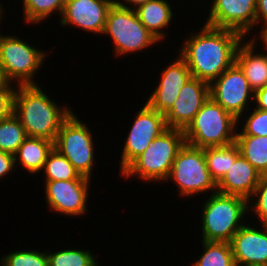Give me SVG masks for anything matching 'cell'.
<instances>
[{"label": "cell", "instance_id": "6da1fadb", "mask_svg": "<svg viewBox=\"0 0 267 266\" xmlns=\"http://www.w3.org/2000/svg\"><path fill=\"white\" fill-rule=\"evenodd\" d=\"M192 32L178 48L193 78L211 83L235 63L238 46L245 37L232 29L217 28L204 23Z\"/></svg>", "mask_w": 267, "mask_h": 266}, {"label": "cell", "instance_id": "7a4b0ae2", "mask_svg": "<svg viewBox=\"0 0 267 266\" xmlns=\"http://www.w3.org/2000/svg\"><path fill=\"white\" fill-rule=\"evenodd\" d=\"M39 85H16L13 114L29 137L55 142L63 122L72 114L69 106H60Z\"/></svg>", "mask_w": 267, "mask_h": 266}, {"label": "cell", "instance_id": "3957f363", "mask_svg": "<svg viewBox=\"0 0 267 266\" xmlns=\"http://www.w3.org/2000/svg\"><path fill=\"white\" fill-rule=\"evenodd\" d=\"M185 144L182 129L167 128L157 136L147 149L138 156L120 177L142 180L145 183H165L179 149Z\"/></svg>", "mask_w": 267, "mask_h": 266}, {"label": "cell", "instance_id": "277c9868", "mask_svg": "<svg viewBox=\"0 0 267 266\" xmlns=\"http://www.w3.org/2000/svg\"><path fill=\"white\" fill-rule=\"evenodd\" d=\"M201 204V233L204 241L230 242L248 217V201L239 196L214 192ZM243 221V222H242Z\"/></svg>", "mask_w": 267, "mask_h": 266}, {"label": "cell", "instance_id": "5b68a950", "mask_svg": "<svg viewBox=\"0 0 267 266\" xmlns=\"http://www.w3.org/2000/svg\"><path fill=\"white\" fill-rule=\"evenodd\" d=\"M238 119L211 97L183 130L185 143L198 147L226 146L236 141Z\"/></svg>", "mask_w": 267, "mask_h": 266}, {"label": "cell", "instance_id": "8992f818", "mask_svg": "<svg viewBox=\"0 0 267 266\" xmlns=\"http://www.w3.org/2000/svg\"><path fill=\"white\" fill-rule=\"evenodd\" d=\"M102 35H108L112 40L116 57L136 54L138 51L142 53L160 42L141 23L135 10L118 3H113L110 7Z\"/></svg>", "mask_w": 267, "mask_h": 266}, {"label": "cell", "instance_id": "52a82bcc", "mask_svg": "<svg viewBox=\"0 0 267 266\" xmlns=\"http://www.w3.org/2000/svg\"><path fill=\"white\" fill-rule=\"evenodd\" d=\"M48 51L32 47L16 35L0 37V72L8 83L16 85H37L36 72L45 65ZM47 55V56H46Z\"/></svg>", "mask_w": 267, "mask_h": 266}, {"label": "cell", "instance_id": "ba28073f", "mask_svg": "<svg viewBox=\"0 0 267 266\" xmlns=\"http://www.w3.org/2000/svg\"><path fill=\"white\" fill-rule=\"evenodd\" d=\"M178 187L180 197H194L197 194L217 192V184L208 170L204 148L185 143L177 152L166 182L171 180ZM193 195V196H192Z\"/></svg>", "mask_w": 267, "mask_h": 266}, {"label": "cell", "instance_id": "9c48e42d", "mask_svg": "<svg viewBox=\"0 0 267 266\" xmlns=\"http://www.w3.org/2000/svg\"><path fill=\"white\" fill-rule=\"evenodd\" d=\"M73 113L58 131L54 148L66 157L80 175L92 178L95 158L94 137L87 122ZM95 159V160H94Z\"/></svg>", "mask_w": 267, "mask_h": 266}, {"label": "cell", "instance_id": "30bf717a", "mask_svg": "<svg viewBox=\"0 0 267 266\" xmlns=\"http://www.w3.org/2000/svg\"><path fill=\"white\" fill-rule=\"evenodd\" d=\"M209 87L210 97L236 119H239L245 112L251 111L254 91L236 63L213 80Z\"/></svg>", "mask_w": 267, "mask_h": 266}, {"label": "cell", "instance_id": "8fae6325", "mask_svg": "<svg viewBox=\"0 0 267 266\" xmlns=\"http://www.w3.org/2000/svg\"><path fill=\"white\" fill-rule=\"evenodd\" d=\"M136 115L122 146L120 174L167 129L165 115L150 108L146 103L139 108Z\"/></svg>", "mask_w": 267, "mask_h": 266}, {"label": "cell", "instance_id": "7c38bea8", "mask_svg": "<svg viewBox=\"0 0 267 266\" xmlns=\"http://www.w3.org/2000/svg\"><path fill=\"white\" fill-rule=\"evenodd\" d=\"M91 180L45 181V200L50 211L64 216L86 215Z\"/></svg>", "mask_w": 267, "mask_h": 266}, {"label": "cell", "instance_id": "4fadbf2b", "mask_svg": "<svg viewBox=\"0 0 267 266\" xmlns=\"http://www.w3.org/2000/svg\"><path fill=\"white\" fill-rule=\"evenodd\" d=\"M210 5L205 24L235 30L245 38L257 33L256 0H212Z\"/></svg>", "mask_w": 267, "mask_h": 266}, {"label": "cell", "instance_id": "5bb4252c", "mask_svg": "<svg viewBox=\"0 0 267 266\" xmlns=\"http://www.w3.org/2000/svg\"><path fill=\"white\" fill-rule=\"evenodd\" d=\"M113 3L111 0H66L59 25L102 35Z\"/></svg>", "mask_w": 267, "mask_h": 266}, {"label": "cell", "instance_id": "9a60e30c", "mask_svg": "<svg viewBox=\"0 0 267 266\" xmlns=\"http://www.w3.org/2000/svg\"><path fill=\"white\" fill-rule=\"evenodd\" d=\"M210 97L209 83L191 77L173 106L164 114L167 128L184 130Z\"/></svg>", "mask_w": 267, "mask_h": 266}, {"label": "cell", "instance_id": "2e32d148", "mask_svg": "<svg viewBox=\"0 0 267 266\" xmlns=\"http://www.w3.org/2000/svg\"><path fill=\"white\" fill-rule=\"evenodd\" d=\"M249 223L247 224V222ZM229 242L236 266L267 264V226L250 225V220ZM256 226V227H255Z\"/></svg>", "mask_w": 267, "mask_h": 266}, {"label": "cell", "instance_id": "e0dca14e", "mask_svg": "<svg viewBox=\"0 0 267 266\" xmlns=\"http://www.w3.org/2000/svg\"><path fill=\"white\" fill-rule=\"evenodd\" d=\"M192 77L185 61L178 55L165 67L146 104L156 111L165 114L174 104L181 88Z\"/></svg>", "mask_w": 267, "mask_h": 266}, {"label": "cell", "instance_id": "ac0fdd59", "mask_svg": "<svg viewBox=\"0 0 267 266\" xmlns=\"http://www.w3.org/2000/svg\"><path fill=\"white\" fill-rule=\"evenodd\" d=\"M261 176L240 154L223 178L217 183V191L223 194L239 196L248 201L259 184Z\"/></svg>", "mask_w": 267, "mask_h": 266}, {"label": "cell", "instance_id": "d6986e66", "mask_svg": "<svg viewBox=\"0 0 267 266\" xmlns=\"http://www.w3.org/2000/svg\"><path fill=\"white\" fill-rule=\"evenodd\" d=\"M247 39L238 46L235 63L243 71L250 88L255 92L267 86V51L260 52V46H257L259 43L252 38Z\"/></svg>", "mask_w": 267, "mask_h": 266}, {"label": "cell", "instance_id": "ffe728a7", "mask_svg": "<svg viewBox=\"0 0 267 266\" xmlns=\"http://www.w3.org/2000/svg\"><path fill=\"white\" fill-rule=\"evenodd\" d=\"M53 148L51 140L27 136L14 154L15 166L23 167L31 175L41 173Z\"/></svg>", "mask_w": 267, "mask_h": 266}, {"label": "cell", "instance_id": "44dd1931", "mask_svg": "<svg viewBox=\"0 0 267 266\" xmlns=\"http://www.w3.org/2000/svg\"><path fill=\"white\" fill-rule=\"evenodd\" d=\"M171 5L168 0H150L135 9L141 23L161 42L167 37L164 28L167 29L174 20Z\"/></svg>", "mask_w": 267, "mask_h": 266}, {"label": "cell", "instance_id": "7402d4cb", "mask_svg": "<svg viewBox=\"0 0 267 266\" xmlns=\"http://www.w3.org/2000/svg\"><path fill=\"white\" fill-rule=\"evenodd\" d=\"M240 154V149L236 142L226 146L204 148L205 161L216 184L223 178Z\"/></svg>", "mask_w": 267, "mask_h": 266}, {"label": "cell", "instance_id": "603a6c76", "mask_svg": "<svg viewBox=\"0 0 267 266\" xmlns=\"http://www.w3.org/2000/svg\"><path fill=\"white\" fill-rule=\"evenodd\" d=\"M242 156L262 175L267 176V136L236 135Z\"/></svg>", "mask_w": 267, "mask_h": 266}, {"label": "cell", "instance_id": "cb8c5ba5", "mask_svg": "<svg viewBox=\"0 0 267 266\" xmlns=\"http://www.w3.org/2000/svg\"><path fill=\"white\" fill-rule=\"evenodd\" d=\"M42 172L44 181L91 180L80 175L71 162L55 148L49 153Z\"/></svg>", "mask_w": 267, "mask_h": 266}, {"label": "cell", "instance_id": "d4e9b609", "mask_svg": "<svg viewBox=\"0 0 267 266\" xmlns=\"http://www.w3.org/2000/svg\"><path fill=\"white\" fill-rule=\"evenodd\" d=\"M202 254L191 266H236L229 242L202 240Z\"/></svg>", "mask_w": 267, "mask_h": 266}, {"label": "cell", "instance_id": "484cf974", "mask_svg": "<svg viewBox=\"0 0 267 266\" xmlns=\"http://www.w3.org/2000/svg\"><path fill=\"white\" fill-rule=\"evenodd\" d=\"M66 0H22L23 21L30 26L42 24L53 14L61 17ZM44 20V21H43Z\"/></svg>", "mask_w": 267, "mask_h": 266}, {"label": "cell", "instance_id": "4316f807", "mask_svg": "<svg viewBox=\"0 0 267 266\" xmlns=\"http://www.w3.org/2000/svg\"><path fill=\"white\" fill-rule=\"evenodd\" d=\"M48 266H99L98 260L88 249L48 250Z\"/></svg>", "mask_w": 267, "mask_h": 266}, {"label": "cell", "instance_id": "83f0119b", "mask_svg": "<svg viewBox=\"0 0 267 266\" xmlns=\"http://www.w3.org/2000/svg\"><path fill=\"white\" fill-rule=\"evenodd\" d=\"M26 137L24 127L14 114L0 121V151L14 155Z\"/></svg>", "mask_w": 267, "mask_h": 266}, {"label": "cell", "instance_id": "f1b7e54d", "mask_svg": "<svg viewBox=\"0 0 267 266\" xmlns=\"http://www.w3.org/2000/svg\"><path fill=\"white\" fill-rule=\"evenodd\" d=\"M20 249L0 257V266H48L47 250Z\"/></svg>", "mask_w": 267, "mask_h": 266}, {"label": "cell", "instance_id": "f546056e", "mask_svg": "<svg viewBox=\"0 0 267 266\" xmlns=\"http://www.w3.org/2000/svg\"><path fill=\"white\" fill-rule=\"evenodd\" d=\"M251 109V112L247 114L245 112V114L238 119V126L240 123H243V125L241 130H239L238 127L236 135L267 136V110H260L256 108ZM244 115L247 116L245 117Z\"/></svg>", "mask_w": 267, "mask_h": 266}, {"label": "cell", "instance_id": "4dcf8cb0", "mask_svg": "<svg viewBox=\"0 0 267 266\" xmlns=\"http://www.w3.org/2000/svg\"><path fill=\"white\" fill-rule=\"evenodd\" d=\"M250 213L256 216L260 225L267 226V176H261L259 184L248 200L249 217Z\"/></svg>", "mask_w": 267, "mask_h": 266}, {"label": "cell", "instance_id": "1f68e13d", "mask_svg": "<svg viewBox=\"0 0 267 266\" xmlns=\"http://www.w3.org/2000/svg\"><path fill=\"white\" fill-rule=\"evenodd\" d=\"M15 84L6 82L0 88V121L8 118L13 114Z\"/></svg>", "mask_w": 267, "mask_h": 266}, {"label": "cell", "instance_id": "d6a6232c", "mask_svg": "<svg viewBox=\"0 0 267 266\" xmlns=\"http://www.w3.org/2000/svg\"><path fill=\"white\" fill-rule=\"evenodd\" d=\"M16 170L14 155L0 151V180Z\"/></svg>", "mask_w": 267, "mask_h": 266}, {"label": "cell", "instance_id": "836d02e7", "mask_svg": "<svg viewBox=\"0 0 267 266\" xmlns=\"http://www.w3.org/2000/svg\"><path fill=\"white\" fill-rule=\"evenodd\" d=\"M267 23V0H256V29Z\"/></svg>", "mask_w": 267, "mask_h": 266}, {"label": "cell", "instance_id": "e575fe53", "mask_svg": "<svg viewBox=\"0 0 267 266\" xmlns=\"http://www.w3.org/2000/svg\"><path fill=\"white\" fill-rule=\"evenodd\" d=\"M254 108L267 110V86L254 92Z\"/></svg>", "mask_w": 267, "mask_h": 266}, {"label": "cell", "instance_id": "d590c367", "mask_svg": "<svg viewBox=\"0 0 267 266\" xmlns=\"http://www.w3.org/2000/svg\"><path fill=\"white\" fill-rule=\"evenodd\" d=\"M258 37L260 39H258V37L256 36L257 34L255 33L254 36H252V39L255 41V42H262L261 44H263V48L262 50H265L267 51V23L265 25H263L261 28H260V31L258 32ZM256 36V37H255ZM255 37V38H254ZM258 39V40H257Z\"/></svg>", "mask_w": 267, "mask_h": 266}, {"label": "cell", "instance_id": "8d00e7d4", "mask_svg": "<svg viewBox=\"0 0 267 266\" xmlns=\"http://www.w3.org/2000/svg\"><path fill=\"white\" fill-rule=\"evenodd\" d=\"M150 0H117V3L123 7L135 10L141 5H144Z\"/></svg>", "mask_w": 267, "mask_h": 266}, {"label": "cell", "instance_id": "74e56055", "mask_svg": "<svg viewBox=\"0 0 267 266\" xmlns=\"http://www.w3.org/2000/svg\"><path fill=\"white\" fill-rule=\"evenodd\" d=\"M6 12L4 11V9H3V6H1V3H0V23H1V21L4 19V14H5ZM3 35V33L2 34H0V37Z\"/></svg>", "mask_w": 267, "mask_h": 266}, {"label": "cell", "instance_id": "f35d334b", "mask_svg": "<svg viewBox=\"0 0 267 266\" xmlns=\"http://www.w3.org/2000/svg\"><path fill=\"white\" fill-rule=\"evenodd\" d=\"M6 83V81L4 80L1 72H0V88Z\"/></svg>", "mask_w": 267, "mask_h": 266}, {"label": "cell", "instance_id": "ab89813d", "mask_svg": "<svg viewBox=\"0 0 267 266\" xmlns=\"http://www.w3.org/2000/svg\"><path fill=\"white\" fill-rule=\"evenodd\" d=\"M252 266H267V264L266 265H252Z\"/></svg>", "mask_w": 267, "mask_h": 266}]
</instances>
